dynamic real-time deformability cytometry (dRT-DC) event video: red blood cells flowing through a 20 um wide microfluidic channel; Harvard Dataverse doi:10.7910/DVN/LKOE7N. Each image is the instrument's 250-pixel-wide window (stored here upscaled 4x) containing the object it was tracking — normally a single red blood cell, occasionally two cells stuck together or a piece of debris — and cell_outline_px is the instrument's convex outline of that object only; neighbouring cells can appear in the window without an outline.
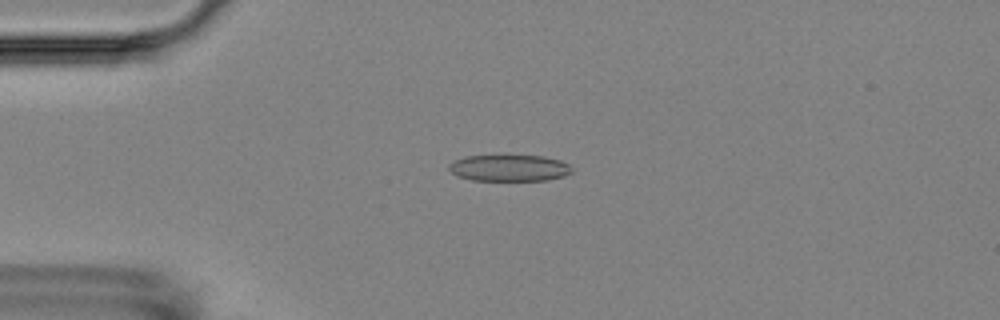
{"species": "Egyptian fruit bat (a non-hibernating species)", "species_latin": "Rousettus aegyptiacus", "temperature_condition": "room temperature", "stored_images_in_passage": 3, "camera_frame_rate_fps": 3000, "um_per_image_px": 0.085, "animal": {"sex": "female"}, "frame": {"image": 1, "passage_image": 1, "time_ms": 0.0, "image_size_px": [1000, 320], "cell_outline_px": [[572, 172], [564, 176], [548, 180], [472, 180], [460, 176], [452, 172], [448, 168], [448, 164], [464, 156], [544, 156], [560, 160], [568, 164], [572, 168]], "centroid_in_image_um": [43.32, 14.28], "position_along_channel_um": 41.7, "area_um2": 18.79}}